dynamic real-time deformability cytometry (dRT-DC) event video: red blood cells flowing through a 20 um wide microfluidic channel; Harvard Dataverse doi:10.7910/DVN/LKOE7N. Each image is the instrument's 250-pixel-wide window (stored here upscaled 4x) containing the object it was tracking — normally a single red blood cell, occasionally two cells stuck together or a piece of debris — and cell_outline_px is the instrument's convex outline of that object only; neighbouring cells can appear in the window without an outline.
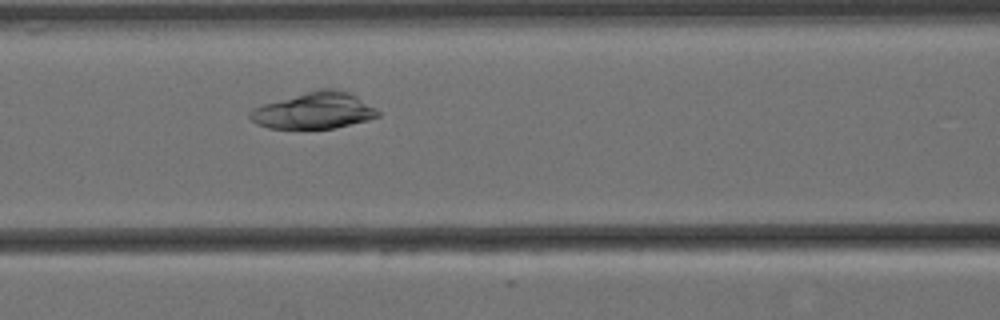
{"species": "Egyptian fruit bat (a non-hibernating species)", "species_latin": "Rousettus aegyptiacus", "temperature_condition": "cold", "stored_images_in_passage": 6, "camera_frame_rate_fps": 3000, "um_per_image_px": 0.085, "animal": {"sex": "female"}, "frame": {"image": 1, "passage_image": 6, "time_ms": 1.667, "image_size_px": [1000, 320], "cell_outline_px": [[380, 116], [368, 120], [336, 128], [268, 128], [256, 124], [248, 116], [248, 112], [252, 108], [264, 104], [320, 88], [340, 88], [352, 92], [376, 108], [380, 112]], "centroid_in_image_um": [26.75, 9.39], "position_along_channel_um": 139.8, "area_um2": 27.4}}